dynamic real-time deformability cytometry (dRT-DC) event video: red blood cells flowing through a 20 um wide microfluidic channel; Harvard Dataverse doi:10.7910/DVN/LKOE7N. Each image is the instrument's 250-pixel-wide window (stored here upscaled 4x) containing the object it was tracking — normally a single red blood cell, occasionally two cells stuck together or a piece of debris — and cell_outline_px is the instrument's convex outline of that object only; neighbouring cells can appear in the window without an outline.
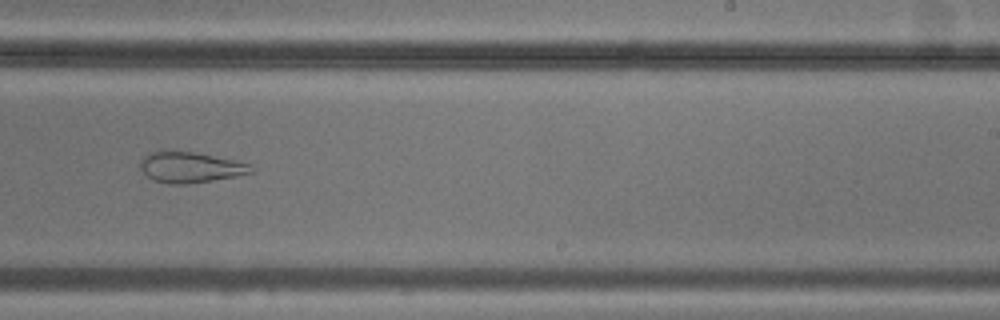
{"species": "common noctule bat (a hibernating species)", "species_latin": "Nyctalus noctula", "temperature_condition": "cold", "stored_images_in_passage": 9, "camera_frame_rate_fps": 3000, "um_per_image_px": 0.085, "animal": {"sex": "male", "body_mass_g": 20.5, "forearm_length_mm": 52.5}, "frame": {"image": 1, "passage_image": 9, "time_ms": 9.0, "image_size_px": [1000, 320], "cell_outline_px": [[256, 172], [236, 176], [212, 180], [184, 184], [168, 184], [152, 180], [140, 168], [140, 160], [148, 152], [160, 148], [168, 148], [196, 152], [232, 160], [248, 164], [256, 168]], "centroid_in_image_um": [16.11, 14.18], "position_along_channel_um": 272.9, "area_um2": 20.4}}